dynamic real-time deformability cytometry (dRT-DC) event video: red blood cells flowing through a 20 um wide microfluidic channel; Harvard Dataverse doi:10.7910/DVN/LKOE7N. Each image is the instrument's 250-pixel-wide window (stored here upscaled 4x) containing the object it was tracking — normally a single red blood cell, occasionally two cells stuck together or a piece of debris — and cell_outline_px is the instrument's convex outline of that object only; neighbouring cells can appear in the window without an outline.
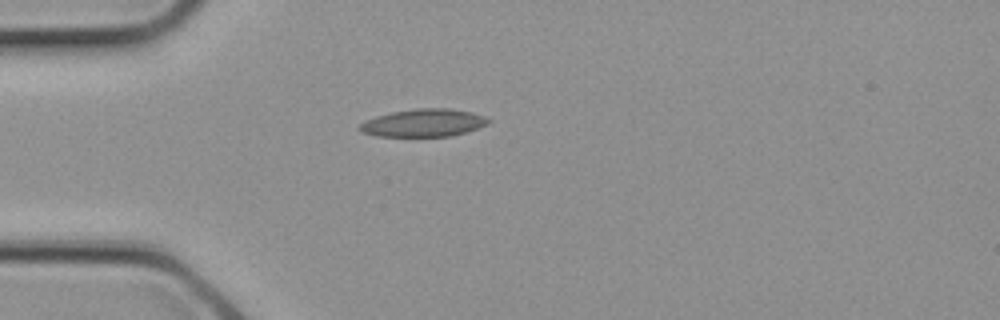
{"species": "common noctule bat (a hibernating species)", "species_latin": "Nyctalus noctula", "temperature_condition": "cold", "stored_images_in_passage": 3, "camera_frame_rate_fps": 3000, "um_per_image_px": 0.085, "animal": {"sex": "female", "body_mass_g": 21.9}, "frame": {"image": 1, "passage_image": 3, "time_ms": 0.667, "image_size_px": [1000, 320], "cell_outline_px": [[492, 120], [488, 124], [452, 136], [376, 136], [360, 132], [356, 128], [360, 124], [376, 116], [392, 112], [416, 108], [448, 108], [472, 112], [484, 116]], "centroid_in_image_um": [35.99, 10.44], "position_along_channel_um": 49.0, "area_um2": 20.75}}